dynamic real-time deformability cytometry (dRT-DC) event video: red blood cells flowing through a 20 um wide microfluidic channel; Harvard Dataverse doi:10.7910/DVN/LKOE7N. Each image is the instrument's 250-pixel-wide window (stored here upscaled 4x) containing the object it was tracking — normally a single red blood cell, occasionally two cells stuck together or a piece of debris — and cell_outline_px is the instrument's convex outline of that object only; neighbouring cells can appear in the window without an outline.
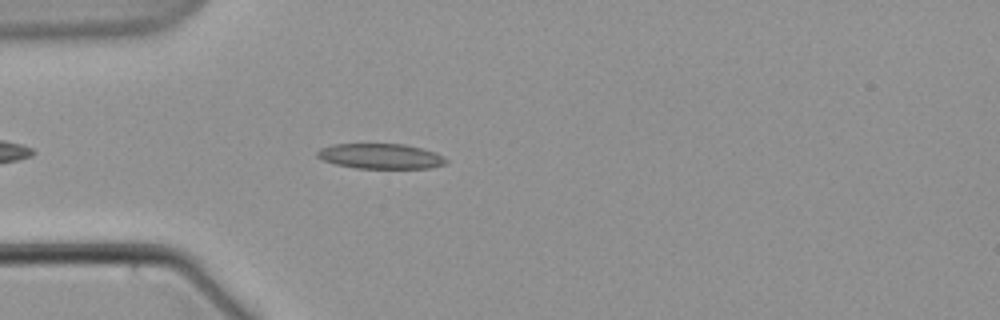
{"species": "common noctule bat (a hibernating species)", "species_latin": "Nyctalus noctula", "temperature_condition": "warm", "stored_images_in_passage": 7, "camera_frame_rate_fps": 3000, "um_per_image_px": 0.085, "animal": {"sex": "male", "body_mass_g": 21.5, "forearm_length_mm": 52.0}, "frame": {"image": 1, "passage_image": 5, "time_ms": 5.0, "image_size_px": [1000, 320], "cell_outline_px": [[448, 160], [444, 164], [432, 168], [356, 168], [336, 164], [324, 160], [316, 156], [316, 152], [320, 148], [332, 144], [404, 144], [436, 152], [444, 156]], "centroid_in_image_um": [32.36, 13.27], "position_along_channel_um": 52.6, "area_um2": 18.9}}
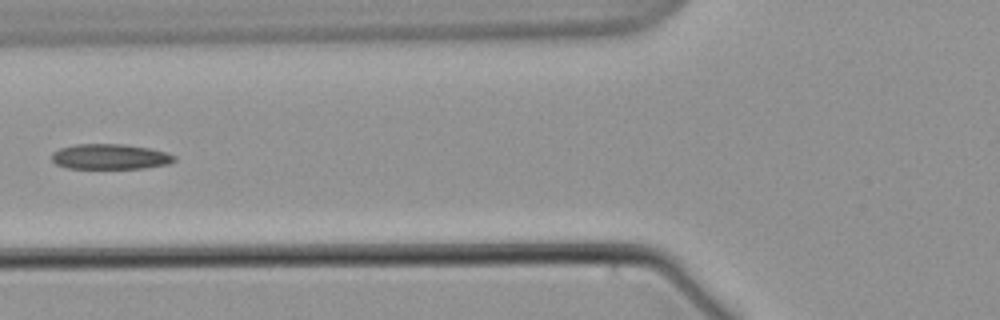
{"frame": {"image": 2, "passage_image": 7, "time_ms": 7.333, "image_size_px": [1000, 320], "cell_outline_px": [[176, 160], [168, 164], [144, 168], [68, 168], [56, 164], [52, 160], [52, 152], [60, 148], [76, 144], [124, 144], [148, 148], [164, 152], [176, 156]], "centroid_in_image_um": [9.35, 13.31], "position_along_channel_um": 116.5, "area_um2": 17.98}}